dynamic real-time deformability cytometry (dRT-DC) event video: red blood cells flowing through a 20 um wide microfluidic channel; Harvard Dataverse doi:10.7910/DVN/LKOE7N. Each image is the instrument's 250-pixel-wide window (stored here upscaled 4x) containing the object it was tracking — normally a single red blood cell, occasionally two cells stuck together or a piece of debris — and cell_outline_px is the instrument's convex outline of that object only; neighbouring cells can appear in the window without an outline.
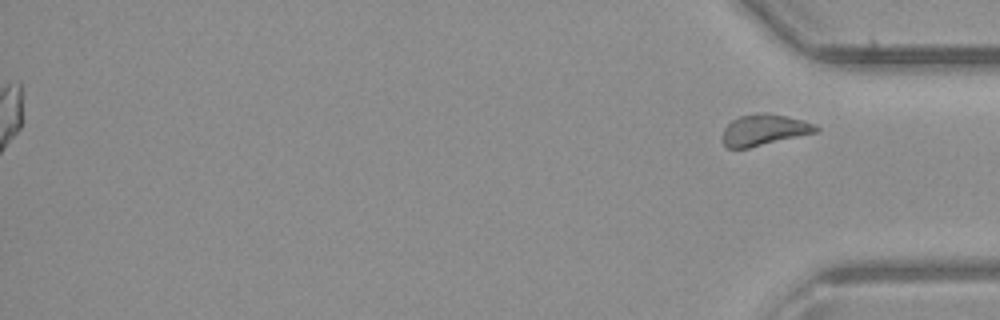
{"species": "common noctule bat (a hibernating species)", "species_latin": "Nyctalus noctula", "temperature_condition": "room temperature", "stored_images_in_passage": 31, "segment_of_instrument_passage": [2, 2], "camera_frame_rate_fps": 3000, "um_per_image_px": 0.085, "animal": {"sex": "male", "body_mass_g": 23.1, "forearm_length_mm": 52.7}, "frame": {"image": 1, "passage_image": 31, "time_ms": 10.0, "image_size_px": [1000, 320], "cell_outline_px": [[820, 128], [816, 132], [748, 148], [728, 148], [724, 144], [724, 128], [732, 120], [740, 116], [756, 112], [768, 112], [788, 116], [804, 120], [816, 124]], "centroid_in_image_um": [64.98, 11.01], "position_along_channel_um": 370.2, "area_um2": 16.94}}